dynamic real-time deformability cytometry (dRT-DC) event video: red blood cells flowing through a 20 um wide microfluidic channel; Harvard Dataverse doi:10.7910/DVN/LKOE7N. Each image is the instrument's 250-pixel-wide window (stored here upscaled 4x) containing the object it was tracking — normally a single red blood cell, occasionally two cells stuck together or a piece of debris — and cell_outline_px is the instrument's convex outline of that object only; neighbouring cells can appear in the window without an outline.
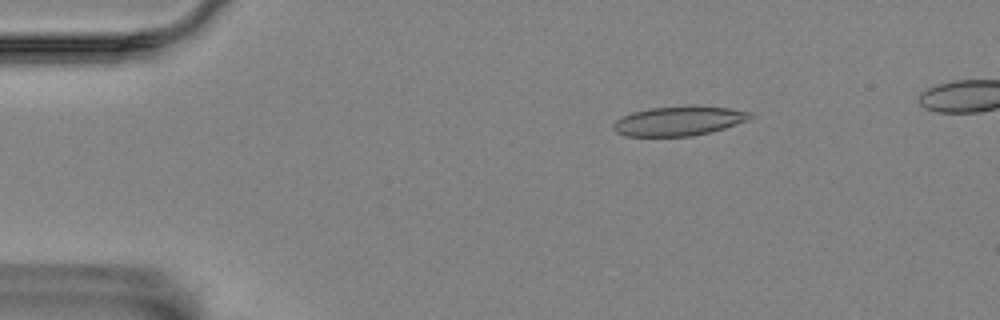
{"species": "Egyptian fruit bat (a non-hibernating species)", "species_latin": "Rousettus aegyptiacus", "temperature_condition": "room temperature", "stored_images_in_passage": 5, "camera_frame_rate_fps": 3000, "um_per_image_px": 0.085, "animal": {"sex": "female"}, "frame": {"image": 1, "passage_image": 2, "time_ms": 0.333, "image_size_px": [1000, 320], "cell_outline_px": [[756, 116], [748, 120], [724, 128], [692, 136], [624, 136], [616, 132], [612, 128], [612, 124], [620, 116], [632, 112], [648, 108], [728, 108], [752, 112]], "centroid_in_image_um": [57.64, 10.31], "position_along_channel_um": 27.4, "area_um2": 22.83}}